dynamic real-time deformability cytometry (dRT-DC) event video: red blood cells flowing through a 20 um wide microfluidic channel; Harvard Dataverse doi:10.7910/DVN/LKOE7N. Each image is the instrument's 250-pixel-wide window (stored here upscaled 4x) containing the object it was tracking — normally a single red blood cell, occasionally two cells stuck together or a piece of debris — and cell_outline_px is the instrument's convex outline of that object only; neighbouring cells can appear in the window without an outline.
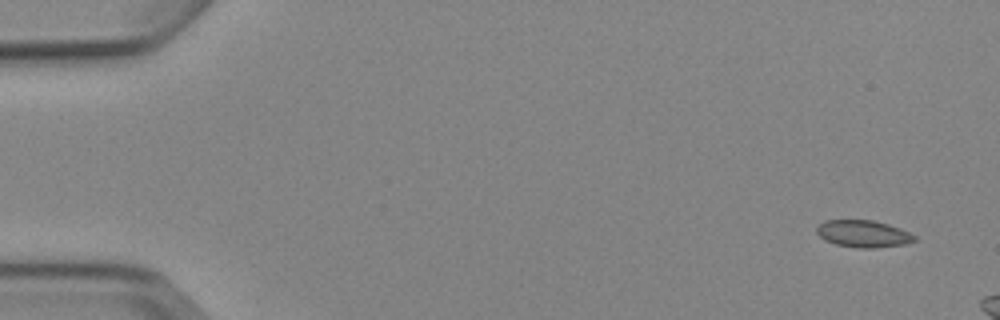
{"species": "Egyptian fruit bat (a non-hibernating species)", "species_latin": "Rousettus aegyptiacus", "temperature_condition": "cold", "stored_images_in_passage": 4, "camera_frame_rate_fps": 3000, "um_per_image_px": 0.085, "animal": {"sex": "female"}, "frame": {"image": 1, "passage_image": 1, "time_ms": 0.0, "image_size_px": [1000, 320], "cell_outline_px": [[916, 240], [904, 244], [876, 248], [860, 248], [836, 244], [824, 240], [816, 232], [816, 228], [824, 220], [872, 220], [888, 224], [900, 228], [916, 236]], "centroid_in_image_um": [73.37, 19.87], "position_along_channel_um": 11.6, "area_um2": 15.37}}